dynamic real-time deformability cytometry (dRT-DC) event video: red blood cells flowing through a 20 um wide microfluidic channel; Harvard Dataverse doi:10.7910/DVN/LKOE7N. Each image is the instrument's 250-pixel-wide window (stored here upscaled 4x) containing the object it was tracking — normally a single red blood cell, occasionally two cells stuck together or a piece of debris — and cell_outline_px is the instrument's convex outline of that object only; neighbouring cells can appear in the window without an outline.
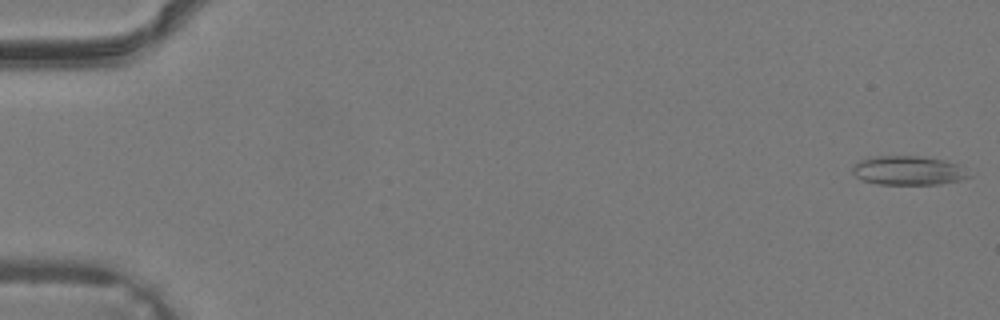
{"species": "common noctule bat (a hibernating species)", "species_latin": "Nyctalus noctula", "temperature_condition": "warm", "stored_images_in_passage": 39, "camera_frame_rate_fps": 3000, "um_per_image_px": 0.085, "animal": {"sex": "male", "body_mass_g": 19.2, "forearm_length_mm": 51.8}, "frame": {"image": 1, "passage_image": 1, "time_ms": 0.0, "image_size_px": [1000, 320], "cell_outline_px": [[972, 176], [960, 180], [940, 184], [880, 184], [864, 180], [856, 176], [852, 172], [852, 168], [860, 160], [876, 156], [920, 156], [944, 160], [960, 164]], "centroid_in_image_um": [77.25, 14.49], "position_along_channel_um": 7.7, "area_um2": 19.65}}
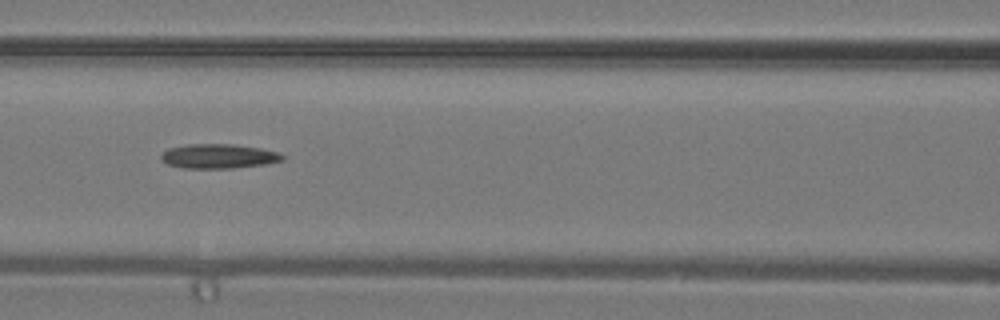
{"frame": {"image": 2, "passage_image": 18, "time_ms": 5.667, "image_size_px": [1000, 320], "cell_outline_px": [[284, 160], [264, 164], [232, 168], [184, 168], [168, 164], [160, 156], [168, 148], [188, 144], [232, 144], [260, 148], [276, 152], [284, 156]], "centroid_in_image_um": [18.58, 13.27], "position_along_channel_um": 148.0, "area_um2": 17.05}}
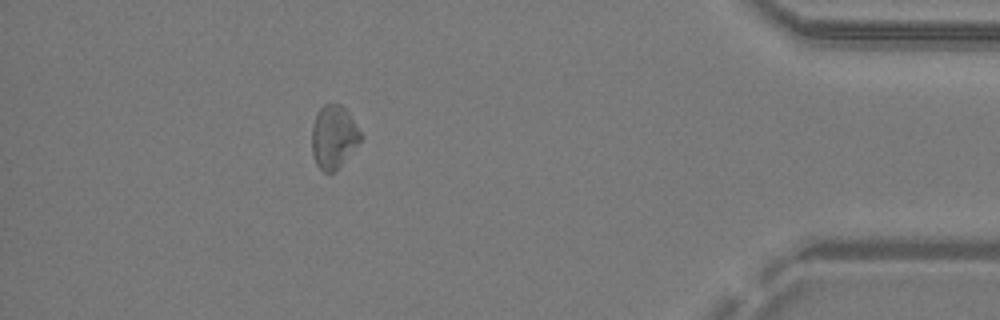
{"frame": {"image": 3, "passage_image": 35, "time_ms": 11.333, "image_size_px": [1000, 320], "cell_outline_px": [[364, 136], [340, 168], [332, 172], [324, 172], [316, 164], [312, 152], [312, 128], [316, 116], [320, 108], [324, 104], [340, 104], [348, 112]], "centroid_in_image_um": [28.38, 11.65], "position_along_channel_um": 406.8, "area_um2": 17.98}}